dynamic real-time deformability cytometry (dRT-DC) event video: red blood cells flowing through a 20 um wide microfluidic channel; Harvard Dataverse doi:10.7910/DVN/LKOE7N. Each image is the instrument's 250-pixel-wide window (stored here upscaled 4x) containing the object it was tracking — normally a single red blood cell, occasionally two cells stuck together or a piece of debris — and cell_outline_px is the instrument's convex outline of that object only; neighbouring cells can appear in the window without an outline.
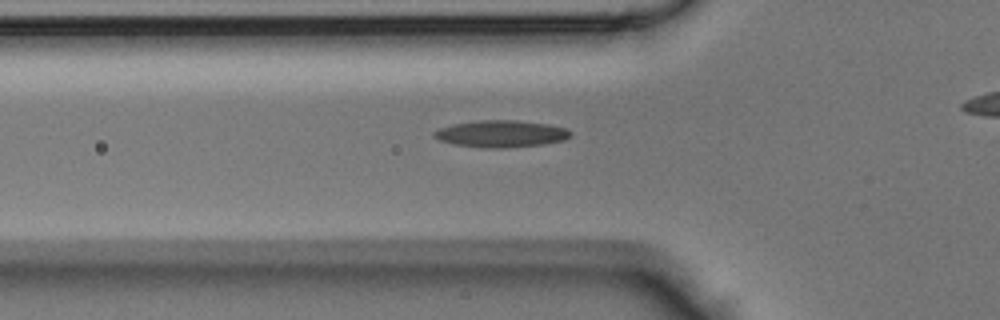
{"species": "Egyptian fruit bat (a non-hibernating species)", "species_latin": "Rousettus aegyptiacus", "temperature_condition": "room temperature", "stored_images_in_passage": 31, "camera_frame_rate_fps": 3000, "um_per_image_px": 0.085, "animal": {"sex": "male"}, "frame": {"image": 1, "passage_image": 6, "time_ms": 1.667, "image_size_px": [1000, 320], "cell_outline_px": [[572, 136], [564, 140], [540, 144], [504, 148], [488, 148], [456, 144], [440, 140], [432, 136], [432, 132], [440, 128], [452, 124], [480, 120], [516, 120], [548, 124], [568, 128], [572, 132]], "centroid_in_image_um": [42.61, 11.36], "position_along_channel_um": 83.2, "area_um2": 21.33}}
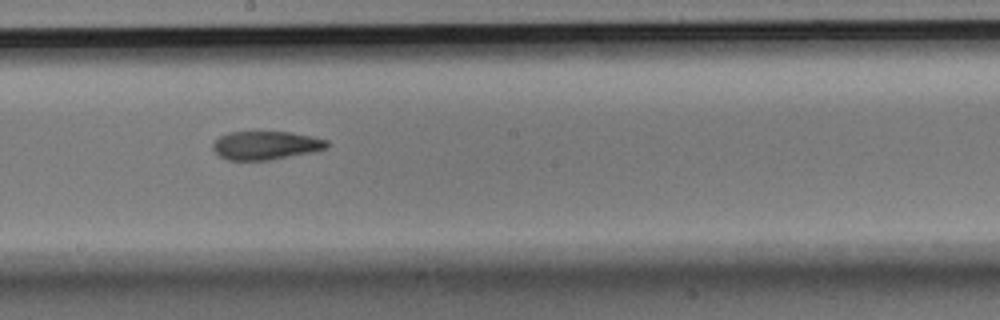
{"frame": {"image": 2, "passage_image": 16, "time_ms": 5.0, "image_size_px": [1000, 320], "cell_outline_px": [[328, 148], [312, 152], [268, 160], [228, 160], [220, 156], [212, 148], [212, 144], [220, 136], [228, 132], [288, 132], [328, 140]], "centroid_in_image_um": [22.57, 12.36], "position_along_channel_um": 225.6, "area_um2": 18.73}}
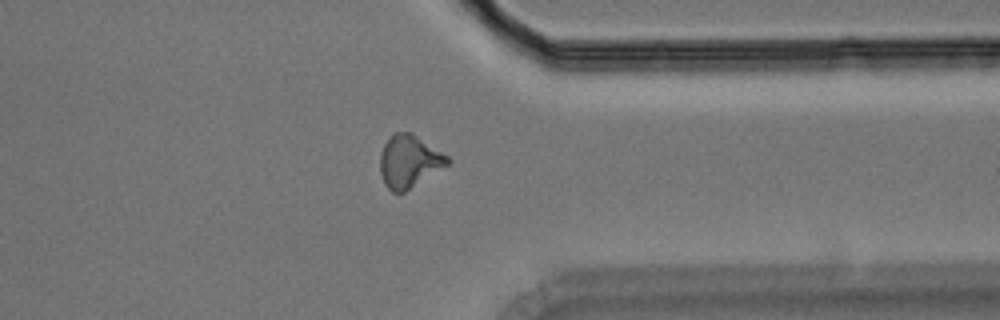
{"frame": {"image": 3, "passage_image": 27, "time_ms": 8.667, "image_size_px": [1000, 320], "cell_outline_px": [[452, 164], [404, 192], [392, 192], [384, 184], [380, 172], [380, 152], [384, 144], [396, 132], [412, 132], [448, 156], [452, 160]], "centroid_in_image_um": [34.81, 13.73], "position_along_channel_um": 376.6, "area_um2": 20.87}}